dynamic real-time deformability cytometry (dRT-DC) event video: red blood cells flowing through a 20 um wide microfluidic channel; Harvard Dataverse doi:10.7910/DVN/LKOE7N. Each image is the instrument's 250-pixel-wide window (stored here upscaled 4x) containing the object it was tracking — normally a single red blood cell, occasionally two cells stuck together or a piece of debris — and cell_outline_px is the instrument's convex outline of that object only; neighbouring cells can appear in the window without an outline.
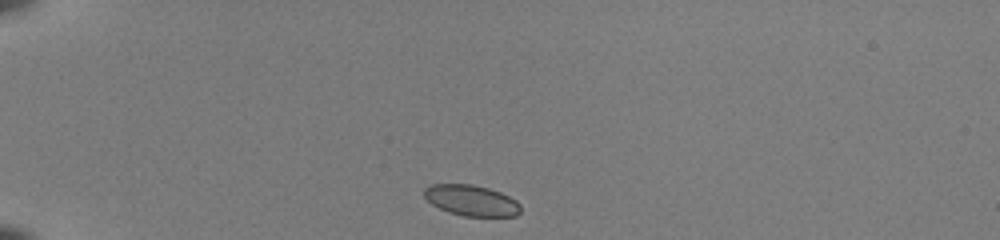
{"species": "common noctule bat (a hibernating species)", "species_latin": "Nyctalus noctula", "temperature_condition": "room temperature", "stored_images_in_passage": 39, "camera_frame_rate_fps": 3000, "um_per_image_px": 0.085, "animal": {"sex": "female", "body_mass_g": 22.0, "forearm_length_mm": 56.7}, "frame": {"image": 1, "passage_image": 1, "time_ms": 0.0, "image_size_px": [1000, 240], "cell_outline_px": [[520, 212], [516, 216], [464, 216], [448, 212], [432, 204], [424, 196], [424, 188], [432, 184], [472, 184], [488, 188], [500, 192], [516, 200], [520, 204]], "centroid_in_image_um": [40.07, 17.03], "position_along_channel_um": 44.9, "area_um2": 17.28}}
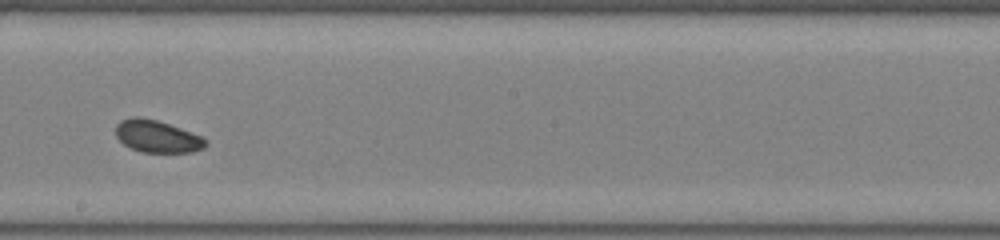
{"frame": {"image": 2, "passage_image": 19, "time_ms": 6.0, "image_size_px": [1000, 240], "cell_outline_px": [[208, 144], [204, 148], [192, 152], [140, 152], [124, 144], [116, 136], [116, 124], [120, 120], [136, 116], [156, 120], [204, 136], [208, 140]], "centroid_in_image_um": [13.39, 11.6], "position_along_channel_um": 234.8, "area_um2": 16.94}}
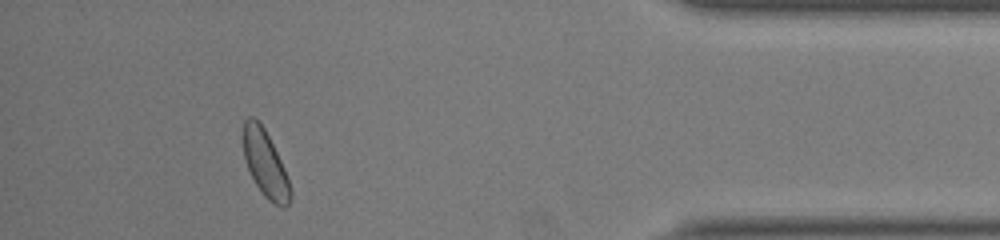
{"frame": {"image": 3, "passage_image": 35, "time_ms": 11.333, "image_size_px": [1000, 240], "cell_outline_px": [[292, 196], [288, 204], [284, 208], [272, 204], [264, 196], [256, 184], [248, 168], [244, 156], [244, 120], [248, 116], [252, 116], [260, 120], [284, 168], [292, 192]], "centroid_in_image_um": [22.56, 13.93], "position_along_channel_um": 412.6, "area_um2": 18.03}, "authors_computed_cell_mechanics": {"area_um2": 17.629, "velocity_mm_per_s": 3.9802, "shape_relaxation_time_tau1_ms": null, "shape_relaxation_time_tau2_ms": 3.8806, "deformation_change_tau1": null, "deformation_change_tau2": 0.075}}